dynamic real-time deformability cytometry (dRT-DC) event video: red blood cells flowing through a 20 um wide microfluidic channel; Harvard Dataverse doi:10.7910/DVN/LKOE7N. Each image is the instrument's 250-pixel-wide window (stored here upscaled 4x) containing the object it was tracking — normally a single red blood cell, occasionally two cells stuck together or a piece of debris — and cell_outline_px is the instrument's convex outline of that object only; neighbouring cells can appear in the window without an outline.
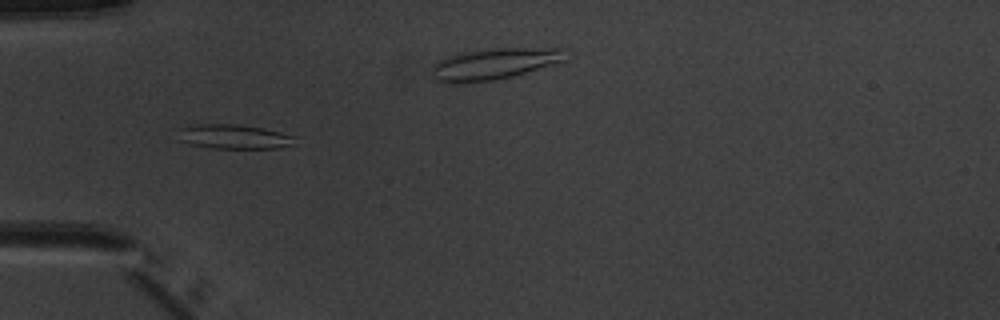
{"species": "common noctule bat (a hibernating species)", "species_latin": "Nyctalus noctula", "temperature_condition": "warm", "stored_images_in_passage": 8, "camera_frame_rate_fps": 3000, "um_per_image_px": 0.085, "animal": {"sex": "male", "body_mass_g": 20.1, "forearm_length_mm": 53.5}, "frame": {"image": 1, "passage_image": 4, "time_ms": 4.333, "image_size_px": [1000, 320], "cell_outline_px": [[300, 136], [296, 144], [280, 148], [212, 148], [188, 144], [180, 140], [180, 128], [196, 124], [236, 124], [264, 128]], "centroid_in_image_um": [20.01, 11.62], "position_along_channel_um": 65.0, "area_um2": 16.94}}
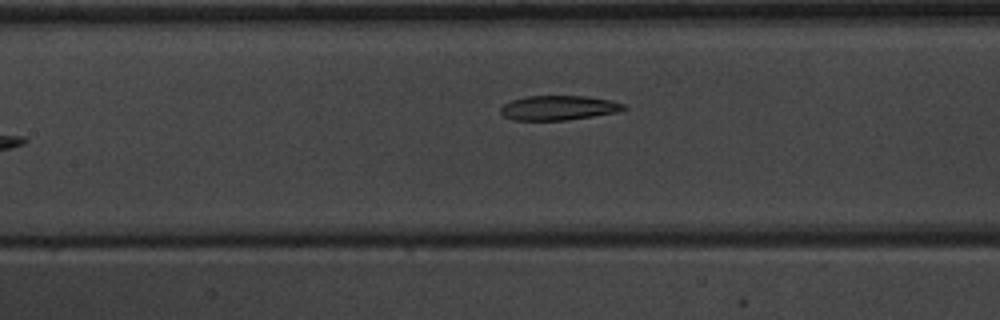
{"frame": {"image": 2, "passage_image": 7, "time_ms": 8.0, "image_size_px": [1000, 320], "cell_outline_px": [[628, 108], [616, 112], [592, 116], [564, 120], [512, 120], [504, 116], [500, 112], [500, 108], [504, 104], [512, 100], [528, 96], [588, 96], [612, 100], [624, 104]], "centroid_in_image_um": [47.48, 9.16], "position_along_channel_um": 159.9, "area_um2": 17.57}}
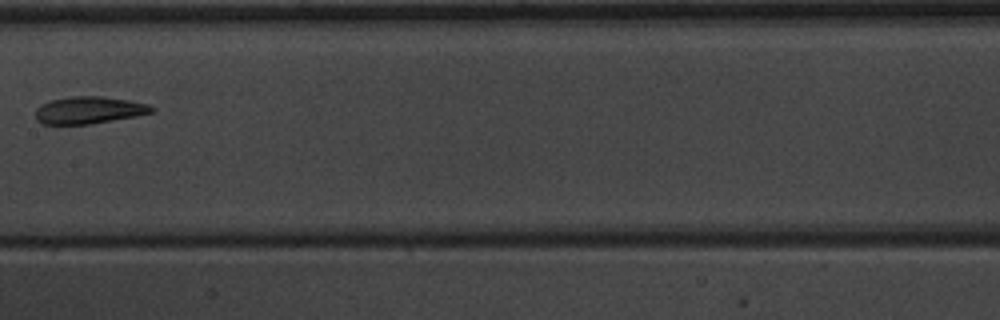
{"frame": {"image": 3, "passage_image": 8, "time_ms": 9.0, "image_size_px": [1000, 320], "cell_outline_px": [[156, 108], [152, 112], [136, 116], [88, 124], [40, 124], [36, 120], [36, 108], [48, 100], [68, 96], [100, 96], [128, 100], [148, 104]], "centroid_in_image_um": [7.52, 9.35], "position_along_channel_um": 199.9, "area_um2": 18.44}}